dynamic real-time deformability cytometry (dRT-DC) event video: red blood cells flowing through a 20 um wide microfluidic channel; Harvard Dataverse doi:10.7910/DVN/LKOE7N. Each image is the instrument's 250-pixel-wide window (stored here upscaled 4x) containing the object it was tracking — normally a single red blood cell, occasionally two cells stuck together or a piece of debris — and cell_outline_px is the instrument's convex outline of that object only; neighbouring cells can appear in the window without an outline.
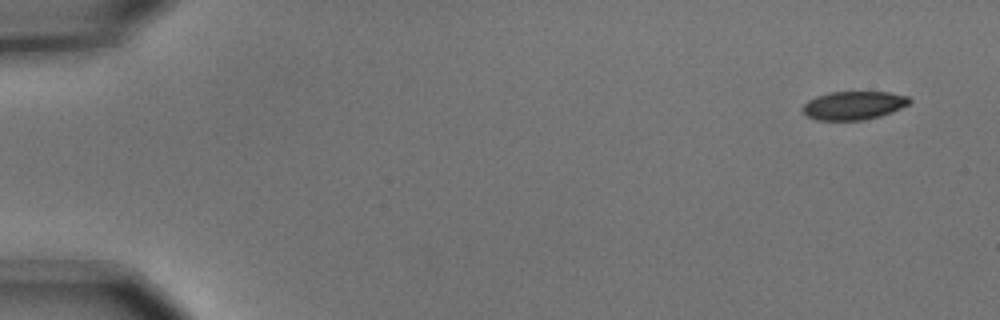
{"species": "common noctule bat (a hibernating species)", "species_latin": "Nyctalus noctula", "temperature_condition": "cold", "stored_images_in_passage": 5, "camera_frame_rate_fps": 3000, "um_per_image_px": 0.085, "animal": {"sex": "male", "body_mass_g": 15.6}, "frame": {"image": 1, "passage_image": 1, "time_ms": 0.0, "image_size_px": [1000, 320], "cell_outline_px": [[912, 100], [908, 104], [892, 112], [880, 116], [860, 120], [816, 120], [808, 116], [800, 108], [808, 100], [816, 96], [828, 92], [888, 92], [908, 96]], "centroid_in_image_um": [72.54, 8.95], "position_along_channel_um": 12.5, "area_um2": 17.69}}
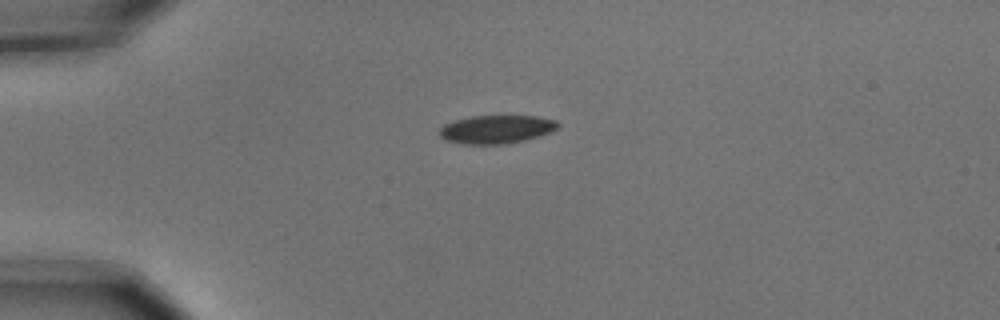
{"frame": {"image": 2, "passage_image": 4, "time_ms": 1.0, "image_size_px": [1000, 320], "cell_outline_px": [[560, 124], [552, 132], [540, 136], [524, 140], [504, 144], [464, 144], [444, 140], [440, 136], [440, 128], [444, 124], [456, 120], [472, 116], [536, 116], [556, 120]], "centroid_in_image_um": [42.2, 10.99], "position_along_channel_um": 42.8, "area_um2": 19.54}}